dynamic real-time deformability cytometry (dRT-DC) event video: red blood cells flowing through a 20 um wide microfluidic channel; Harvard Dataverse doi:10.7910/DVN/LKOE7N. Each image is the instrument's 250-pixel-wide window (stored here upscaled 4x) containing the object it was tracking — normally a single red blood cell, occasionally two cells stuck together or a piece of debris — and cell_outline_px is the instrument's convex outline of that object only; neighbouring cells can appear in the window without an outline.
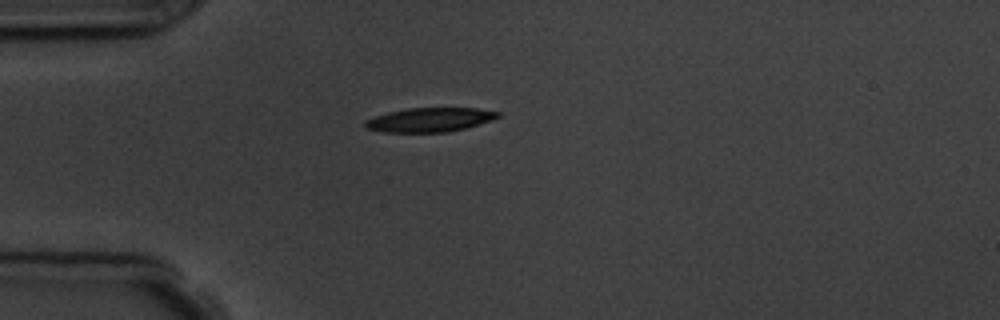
{"species": "common noctule bat (a hibernating species)", "species_latin": "Nyctalus noctula", "temperature_condition": "room temperature", "stored_images_in_passage": 2, "camera_frame_rate_fps": 3000, "um_per_image_px": 0.085, "animal": {"sex": "male", "body_mass_g": 19.5, "forearm_length_mm": 54.6}, "frame": {"image": 1, "passage_image": 1, "time_ms": 0.0, "image_size_px": [1000, 320], "cell_outline_px": [[500, 116], [492, 120], [464, 128], [448, 132], [384, 132], [364, 128], [364, 120], [388, 112], [408, 108], [476, 108], [500, 112]], "centroid_in_image_um": [36.5, 10.18], "position_along_channel_um": 48.5, "area_um2": 18.61}}